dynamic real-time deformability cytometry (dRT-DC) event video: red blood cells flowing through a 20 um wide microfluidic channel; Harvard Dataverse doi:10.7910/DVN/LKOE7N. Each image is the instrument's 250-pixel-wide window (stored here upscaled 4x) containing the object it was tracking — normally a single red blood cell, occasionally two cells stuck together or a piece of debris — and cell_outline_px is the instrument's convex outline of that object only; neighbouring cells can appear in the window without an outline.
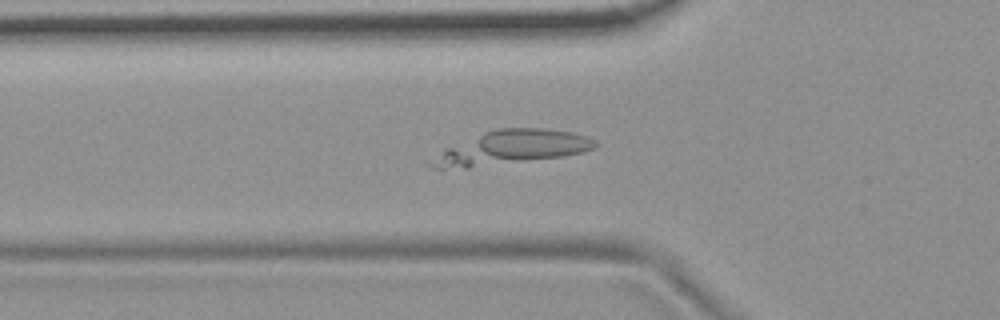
{"species": "common noctule bat (a hibernating species)", "species_latin": "Nyctalus noctula", "temperature_condition": "room temperature", "stored_images_in_passage": 54, "camera_frame_rate_fps": 3000, "um_per_image_px": 0.085, "animal": {"sex": "female", "body_mass_g": 19.9}, "frame": {"image": 1, "passage_image": 22, "time_ms": 7.0, "image_size_px": [1000, 320], "cell_outline_px": [[600, 144], [584, 152], [564, 156], [468, 168], [432, 168], [428, 164], [448, 148], [484, 132], [496, 128], [540, 128], [572, 132], [588, 136], [596, 140]], "centroid_in_image_um": [43.57, 12.54], "position_along_channel_um": 82.2, "area_um2": 31.67}}
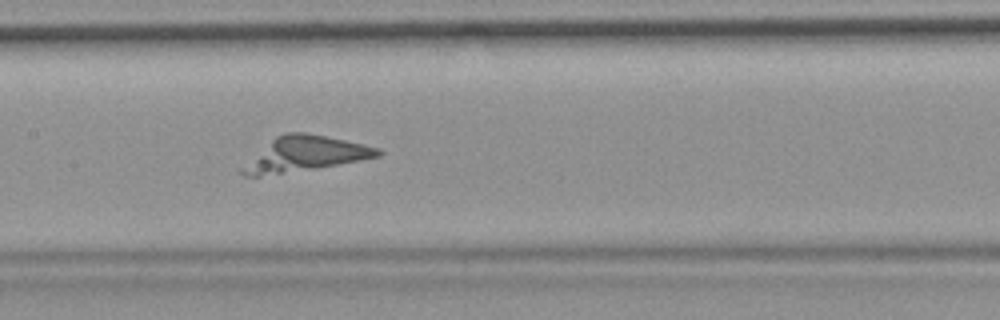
{"frame": {"image": 2, "passage_image": 30, "time_ms": 9.667, "image_size_px": [1000, 320], "cell_outline_px": [[384, 152], [380, 156], [360, 160], [312, 168], [260, 176], [244, 176], [240, 172], [240, 168], [276, 136], [284, 132], [304, 132], [344, 140], [380, 148]], "centroid_in_image_um": [25.92, 13.08], "position_along_channel_um": 181.5, "area_um2": 26.7}}
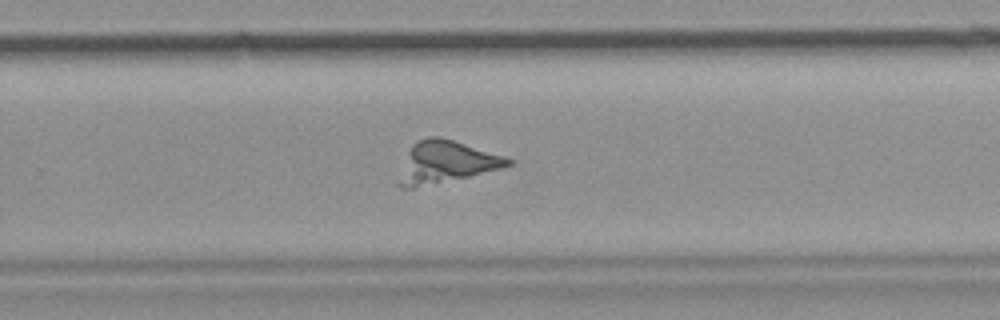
{"frame": {"image": 3, "passage_image": 39, "time_ms": 12.667, "image_size_px": [1000, 320], "cell_outline_px": [[512, 164], [500, 168], [468, 176], [416, 188], [400, 188], [396, 184], [396, 180], [408, 152], [412, 144], [428, 136], [440, 136], [504, 156], [512, 160]], "centroid_in_image_um": [37.83, 13.79], "position_along_channel_um": 292.0, "area_um2": 26.36}}